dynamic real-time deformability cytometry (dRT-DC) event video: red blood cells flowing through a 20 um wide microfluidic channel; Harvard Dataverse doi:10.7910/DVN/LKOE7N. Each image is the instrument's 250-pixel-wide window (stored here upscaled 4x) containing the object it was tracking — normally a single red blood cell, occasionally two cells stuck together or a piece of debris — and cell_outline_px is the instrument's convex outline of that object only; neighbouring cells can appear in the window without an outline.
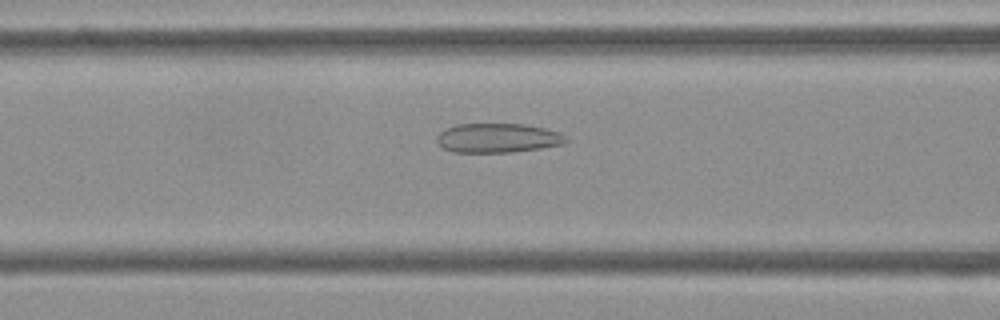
{"species": "Egyptian fruit bat (a non-hibernating species)", "species_latin": "Rousettus aegyptiacus", "temperature_condition": "cold", "stored_images_in_passage": 42, "camera_frame_rate_fps": 3000, "um_per_image_px": 0.085, "frame": {"image": 1, "passage_image": 10, "time_ms": 3.0, "image_size_px": [1000, 320], "cell_outline_px": [[568, 140], [564, 144], [540, 148], [512, 152], [452, 152], [444, 148], [436, 140], [436, 136], [440, 132], [456, 124], [524, 124], [544, 128], [560, 132]], "centroid_in_image_um": [42.31, 11.73], "position_along_channel_um": 124.3, "area_um2": 21.96}}
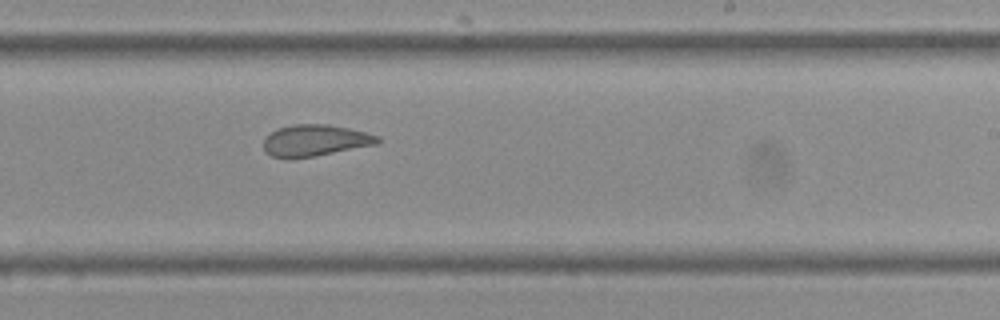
{"frame": {"image": 2, "passage_image": 21, "time_ms": 6.667, "image_size_px": [1000, 320], "cell_outline_px": [[380, 144], [312, 156], [288, 160], [284, 160], [272, 156], [264, 152], [264, 140], [272, 132], [280, 128], [292, 124], [328, 124], [348, 128], [380, 136]], "centroid_in_image_um": [26.78, 11.96], "position_along_channel_um": 262.2, "area_um2": 21.04}}
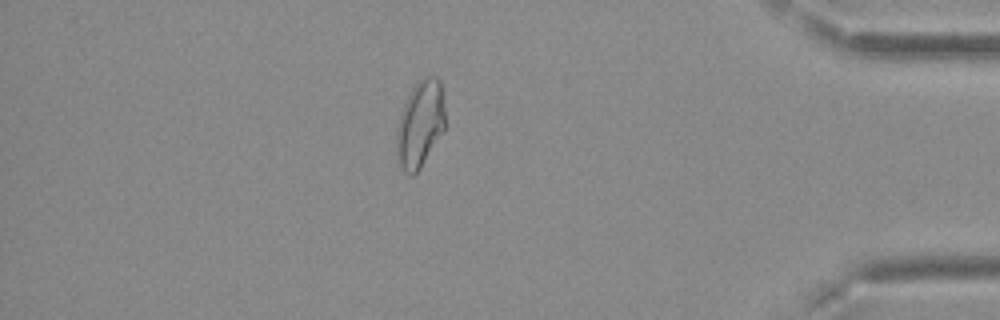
{"frame": {"image": 3, "passage_image": 35, "time_ms": 11.333, "image_size_px": [1000, 320], "cell_outline_px": [[444, 132], [420, 168], [412, 176], [404, 172], [400, 164], [396, 140], [396, 132], [400, 116], [404, 104], [412, 88], [420, 80], [428, 76], [436, 76], [440, 80], [444, 108]], "centroid_in_image_um": [35.73, 10.55], "position_along_channel_um": 399.5, "area_um2": 24.22}, "authors_computed_cell_mechanics": {"area_um2": 22.7443, "velocity_mm_per_s": 3.7649, "shape_relaxation_time_tau1_ms": null, "shape_relaxation_time_tau2_ms": 2.2084, "deformation_change_tau1": null, "deformation_change_tau2": 0.0882}}